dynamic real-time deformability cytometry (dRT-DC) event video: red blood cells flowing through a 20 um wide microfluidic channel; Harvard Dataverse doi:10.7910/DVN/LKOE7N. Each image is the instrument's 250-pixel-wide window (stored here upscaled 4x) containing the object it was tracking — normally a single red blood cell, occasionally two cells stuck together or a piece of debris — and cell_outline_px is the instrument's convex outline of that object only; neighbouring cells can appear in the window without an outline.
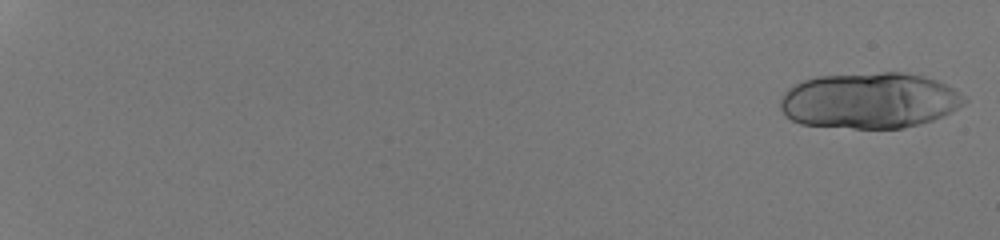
{"species": "human", "species_latin": "Homo sapiens", "temperature_condition": "room temperature", "stored_images_in_passage": 26, "camera_frame_rate_fps": 3000, "um_per_image_px": 0.085, "donor": {"sex": "male"}, "frame": {"image": 1, "passage_image": 1, "time_ms": 0.0, "image_size_px": [1000, 240], "cell_outline_px": [[968, 100], [964, 104], [932, 120], [920, 124], [904, 128], [852, 128], [800, 124], [792, 120], [780, 108], [780, 100], [784, 92], [788, 88], [804, 80], [816, 76], [880, 72], [904, 72], [924, 76], [936, 80], [960, 92]], "centroid_in_image_um": [73.9, 8.54], "position_along_channel_um": 11.1, "area_um2": 59.88}}
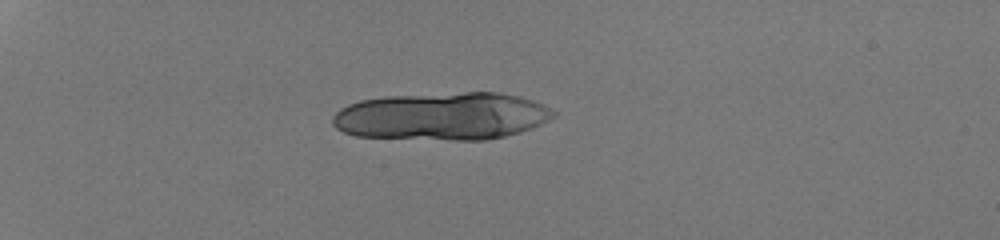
{"frame": {"image": 2, "passage_image": 17, "time_ms": 5.333, "image_size_px": [1000, 240], "cell_outline_px": [[556, 116], [532, 128], [520, 132], [488, 140], [452, 140], [356, 136], [344, 132], [336, 128], [332, 124], [332, 116], [340, 108], [348, 104], [360, 100], [384, 96], [464, 92], [496, 92], [520, 96], [544, 104], [556, 112]], "centroid_in_image_um": [37.58, 9.87], "position_along_channel_um": 47.4, "area_um2": 61.73}}